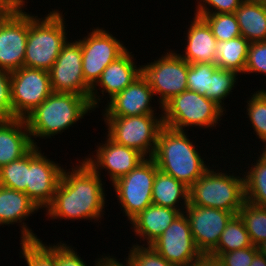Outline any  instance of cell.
<instances>
[{"mask_svg":"<svg viewBox=\"0 0 266 266\" xmlns=\"http://www.w3.org/2000/svg\"><path fill=\"white\" fill-rule=\"evenodd\" d=\"M77 164V165H76ZM63 168L52 202L44 209L51 220H94L104 215L106 192L102 178L83 159Z\"/></svg>","mask_w":266,"mask_h":266,"instance_id":"obj_1","label":"cell"},{"mask_svg":"<svg viewBox=\"0 0 266 266\" xmlns=\"http://www.w3.org/2000/svg\"><path fill=\"white\" fill-rule=\"evenodd\" d=\"M195 145L185 131L163 126L152 158L158 170L190 188L209 168Z\"/></svg>","mask_w":266,"mask_h":266,"instance_id":"obj_2","label":"cell"},{"mask_svg":"<svg viewBox=\"0 0 266 266\" xmlns=\"http://www.w3.org/2000/svg\"><path fill=\"white\" fill-rule=\"evenodd\" d=\"M89 98L79 94L52 92L26 118L30 137L34 146H38L34 139H47L63 133L74 124L91 113ZM34 138V139H33Z\"/></svg>","mask_w":266,"mask_h":266,"instance_id":"obj_3","label":"cell"},{"mask_svg":"<svg viewBox=\"0 0 266 266\" xmlns=\"http://www.w3.org/2000/svg\"><path fill=\"white\" fill-rule=\"evenodd\" d=\"M39 18L28 13V36L24 65L49 71L67 42V27L63 12L52 9ZM66 28V29H65Z\"/></svg>","mask_w":266,"mask_h":266,"instance_id":"obj_4","label":"cell"},{"mask_svg":"<svg viewBox=\"0 0 266 266\" xmlns=\"http://www.w3.org/2000/svg\"><path fill=\"white\" fill-rule=\"evenodd\" d=\"M211 168L214 164L189 188V203L238 214L245 202L244 174Z\"/></svg>","mask_w":266,"mask_h":266,"instance_id":"obj_5","label":"cell"},{"mask_svg":"<svg viewBox=\"0 0 266 266\" xmlns=\"http://www.w3.org/2000/svg\"><path fill=\"white\" fill-rule=\"evenodd\" d=\"M225 115L214 101L190 90L173 96L162 106L163 126L186 131V127L215 128Z\"/></svg>","mask_w":266,"mask_h":266,"instance_id":"obj_6","label":"cell"},{"mask_svg":"<svg viewBox=\"0 0 266 266\" xmlns=\"http://www.w3.org/2000/svg\"><path fill=\"white\" fill-rule=\"evenodd\" d=\"M103 120L108 130L107 136L115 143L135 149L145 158L153 157L158 133L163 127L162 113L158 116H103Z\"/></svg>","mask_w":266,"mask_h":266,"instance_id":"obj_7","label":"cell"},{"mask_svg":"<svg viewBox=\"0 0 266 266\" xmlns=\"http://www.w3.org/2000/svg\"><path fill=\"white\" fill-rule=\"evenodd\" d=\"M157 171L155 160L145 158L130 173L111 184L127 221L152 205V187Z\"/></svg>","mask_w":266,"mask_h":266,"instance_id":"obj_8","label":"cell"},{"mask_svg":"<svg viewBox=\"0 0 266 266\" xmlns=\"http://www.w3.org/2000/svg\"><path fill=\"white\" fill-rule=\"evenodd\" d=\"M142 75L148 80L162 112V106L173 96L188 90L187 74L189 63L175 50L164 52L160 58L141 65Z\"/></svg>","mask_w":266,"mask_h":266,"instance_id":"obj_9","label":"cell"},{"mask_svg":"<svg viewBox=\"0 0 266 266\" xmlns=\"http://www.w3.org/2000/svg\"><path fill=\"white\" fill-rule=\"evenodd\" d=\"M77 40L81 45L84 80L90 88L99 80L103 70L128 50L123 41L99 26Z\"/></svg>","mask_w":266,"mask_h":266,"instance_id":"obj_10","label":"cell"},{"mask_svg":"<svg viewBox=\"0 0 266 266\" xmlns=\"http://www.w3.org/2000/svg\"><path fill=\"white\" fill-rule=\"evenodd\" d=\"M51 93L49 71L25 66L12 71L13 118L25 119Z\"/></svg>","mask_w":266,"mask_h":266,"instance_id":"obj_11","label":"cell"},{"mask_svg":"<svg viewBox=\"0 0 266 266\" xmlns=\"http://www.w3.org/2000/svg\"><path fill=\"white\" fill-rule=\"evenodd\" d=\"M24 8L0 11V69L9 72L24 65L28 12Z\"/></svg>","mask_w":266,"mask_h":266,"instance_id":"obj_12","label":"cell"},{"mask_svg":"<svg viewBox=\"0 0 266 266\" xmlns=\"http://www.w3.org/2000/svg\"><path fill=\"white\" fill-rule=\"evenodd\" d=\"M39 148L33 146L28 151V183L24 193L44 210L53 200L63 167L47 158Z\"/></svg>","mask_w":266,"mask_h":266,"instance_id":"obj_13","label":"cell"},{"mask_svg":"<svg viewBox=\"0 0 266 266\" xmlns=\"http://www.w3.org/2000/svg\"><path fill=\"white\" fill-rule=\"evenodd\" d=\"M49 75L52 92L73 93L89 98L91 88L84 80L82 51L78 40H67L49 70Z\"/></svg>","mask_w":266,"mask_h":266,"instance_id":"obj_14","label":"cell"},{"mask_svg":"<svg viewBox=\"0 0 266 266\" xmlns=\"http://www.w3.org/2000/svg\"><path fill=\"white\" fill-rule=\"evenodd\" d=\"M161 256L175 266H186L201 257L185 213H181L151 244Z\"/></svg>","mask_w":266,"mask_h":266,"instance_id":"obj_15","label":"cell"},{"mask_svg":"<svg viewBox=\"0 0 266 266\" xmlns=\"http://www.w3.org/2000/svg\"><path fill=\"white\" fill-rule=\"evenodd\" d=\"M194 242L201 254H210L230 219L236 215L216 208L188 204L184 211Z\"/></svg>","mask_w":266,"mask_h":266,"instance_id":"obj_16","label":"cell"},{"mask_svg":"<svg viewBox=\"0 0 266 266\" xmlns=\"http://www.w3.org/2000/svg\"><path fill=\"white\" fill-rule=\"evenodd\" d=\"M105 139L96 146V155L86 156L83 159L98 175L106 169L104 171H107L113 184L130 173L145 157L135 149L115 143L107 135Z\"/></svg>","mask_w":266,"mask_h":266,"instance_id":"obj_17","label":"cell"},{"mask_svg":"<svg viewBox=\"0 0 266 266\" xmlns=\"http://www.w3.org/2000/svg\"><path fill=\"white\" fill-rule=\"evenodd\" d=\"M134 54L128 50L115 61L111 62L102 72L99 80L91 88L89 101L91 107L95 110L99 108L103 96L107 94L105 99H112L117 93L123 91L138 76L142 74V67L136 65ZM99 87V88H97ZM102 88V89H101ZM102 95L99 94V92ZM101 90V91H100ZM101 97V98H100Z\"/></svg>","mask_w":266,"mask_h":266,"instance_id":"obj_18","label":"cell"},{"mask_svg":"<svg viewBox=\"0 0 266 266\" xmlns=\"http://www.w3.org/2000/svg\"><path fill=\"white\" fill-rule=\"evenodd\" d=\"M148 80L141 74L123 91L117 93L105 104L102 116H138L157 114L152 101L154 98ZM156 112V113H154Z\"/></svg>","mask_w":266,"mask_h":266,"instance_id":"obj_19","label":"cell"},{"mask_svg":"<svg viewBox=\"0 0 266 266\" xmlns=\"http://www.w3.org/2000/svg\"><path fill=\"white\" fill-rule=\"evenodd\" d=\"M40 209L24 193L0 185V227L4 225L18 224L20 226V240L40 239L29 228L28 223L24 222ZM27 218V219H26Z\"/></svg>","mask_w":266,"mask_h":266,"instance_id":"obj_20","label":"cell"},{"mask_svg":"<svg viewBox=\"0 0 266 266\" xmlns=\"http://www.w3.org/2000/svg\"><path fill=\"white\" fill-rule=\"evenodd\" d=\"M185 37V50L178 53L189 64L216 63L217 40L208 23L200 16L194 15Z\"/></svg>","mask_w":266,"mask_h":266,"instance_id":"obj_21","label":"cell"},{"mask_svg":"<svg viewBox=\"0 0 266 266\" xmlns=\"http://www.w3.org/2000/svg\"><path fill=\"white\" fill-rule=\"evenodd\" d=\"M33 146L25 119H0V168L23 157Z\"/></svg>","mask_w":266,"mask_h":266,"instance_id":"obj_22","label":"cell"},{"mask_svg":"<svg viewBox=\"0 0 266 266\" xmlns=\"http://www.w3.org/2000/svg\"><path fill=\"white\" fill-rule=\"evenodd\" d=\"M180 214L179 210L152 204L130 221L132 232L139 242L144 241L142 245H151Z\"/></svg>","mask_w":266,"mask_h":266,"instance_id":"obj_23","label":"cell"},{"mask_svg":"<svg viewBox=\"0 0 266 266\" xmlns=\"http://www.w3.org/2000/svg\"><path fill=\"white\" fill-rule=\"evenodd\" d=\"M152 204L169 207L183 213L189 204V187L158 170L152 187Z\"/></svg>","mask_w":266,"mask_h":266,"instance_id":"obj_24","label":"cell"},{"mask_svg":"<svg viewBox=\"0 0 266 266\" xmlns=\"http://www.w3.org/2000/svg\"><path fill=\"white\" fill-rule=\"evenodd\" d=\"M235 15L241 36L250 43L266 40V3L243 1Z\"/></svg>","mask_w":266,"mask_h":266,"instance_id":"obj_25","label":"cell"},{"mask_svg":"<svg viewBox=\"0 0 266 266\" xmlns=\"http://www.w3.org/2000/svg\"><path fill=\"white\" fill-rule=\"evenodd\" d=\"M250 42L243 36L217 41L216 65L220 69L244 73Z\"/></svg>","mask_w":266,"mask_h":266,"instance_id":"obj_26","label":"cell"},{"mask_svg":"<svg viewBox=\"0 0 266 266\" xmlns=\"http://www.w3.org/2000/svg\"><path fill=\"white\" fill-rule=\"evenodd\" d=\"M262 151V152H261ZM260 156L247 167L244 175L245 200L257 206L266 207V153L259 151ZM250 168V169H249Z\"/></svg>","mask_w":266,"mask_h":266,"instance_id":"obj_27","label":"cell"},{"mask_svg":"<svg viewBox=\"0 0 266 266\" xmlns=\"http://www.w3.org/2000/svg\"><path fill=\"white\" fill-rule=\"evenodd\" d=\"M253 246L241 217L236 214L227 223L220 235L217 247L210 255L219 257L222 253Z\"/></svg>","mask_w":266,"mask_h":266,"instance_id":"obj_28","label":"cell"},{"mask_svg":"<svg viewBox=\"0 0 266 266\" xmlns=\"http://www.w3.org/2000/svg\"><path fill=\"white\" fill-rule=\"evenodd\" d=\"M43 240H21L20 257L27 266H57V244L47 245Z\"/></svg>","mask_w":266,"mask_h":266,"instance_id":"obj_29","label":"cell"},{"mask_svg":"<svg viewBox=\"0 0 266 266\" xmlns=\"http://www.w3.org/2000/svg\"><path fill=\"white\" fill-rule=\"evenodd\" d=\"M238 215L254 246L266 240V207L257 206L245 200Z\"/></svg>","mask_w":266,"mask_h":266,"instance_id":"obj_30","label":"cell"},{"mask_svg":"<svg viewBox=\"0 0 266 266\" xmlns=\"http://www.w3.org/2000/svg\"><path fill=\"white\" fill-rule=\"evenodd\" d=\"M238 78L240 77L236 72L217 68L209 77V90L206 91L205 97L214 101L226 113L223 101L233 92Z\"/></svg>","mask_w":266,"mask_h":266,"instance_id":"obj_31","label":"cell"},{"mask_svg":"<svg viewBox=\"0 0 266 266\" xmlns=\"http://www.w3.org/2000/svg\"><path fill=\"white\" fill-rule=\"evenodd\" d=\"M246 101L247 105V118L251 122V127L253 132H255L256 137L260 139L263 147H266V92L263 89H258L254 94L250 95Z\"/></svg>","mask_w":266,"mask_h":266,"instance_id":"obj_32","label":"cell"},{"mask_svg":"<svg viewBox=\"0 0 266 266\" xmlns=\"http://www.w3.org/2000/svg\"><path fill=\"white\" fill-rule=\"evenodd\" d=\"M28 183V152L21 158L0 168V185L25 192Z\"/></svg>","mask_w":266,"mask_h":266,"instance_id":"obj_33","label":"cell"},{"mask_svg":"<svg viewBox=\"0 0 266 266\" xmlns=\"http://www.w3.org/2000/svg\"><path fill=\"white\" fill-rule=\"evenodd\" d=\"M202 17L209 25L217 41H228L240 37V30L235 13H218L197 15Z\"/></svg>","mask_w":266,"mask_h":266,"instance_id":"obj_34","label":"cell"},{"mask_svg":"<svg viewBox=\"0 0 266 266\" xmlns=\"http://www.w3.org/2000/svg\"><path fill=\"white\" fill-rule=\"evenodd\" d=\"M218 68L216 64L212 63H192L189 64L187 74L188 90L197 92L205 96L209 90V77Z\"/></svg>","mask_w":266,"mask_h":266,"instance_id":"obj_35","label":"cell"},{"mask_svg":"<svg viewBox=\"0 0 266 266\" xmlns=\"http://www.w3.org/2000/svg\"><path fill=\"white\" fill-rule=\"evenodd\" d=\"M128 260L132 266H175L161 256L151 245H131Z\"/></svg>","mask_w":266,"mask_h":266,"instance_id":"obj_36","label":"cell"},{"mask_svg":"<svg viewBox=\"0 0 266 266\" xmlns=\"http://www.w3.org/2000/svg\"><path fill=\"white\" fill-rule=\"evenodd\" d=\"M247 73L266 76V40L250 43L244 70V74Z\"/></svg>","mask_w":266,"mask_h":266,"instance_id":"obj_37","label":"cell"},{"mask_svg":"<svg viewBox=\"0 0 266 266\" xmlns=\"http://www.w3.org/2000/svg\"><path fill=\"white\" fill-rule=\"evenodd\" d=\"M194 15L235 13L243 0H196ZM212 8V9H211Z\"/></svg>","mask_w":266,"mask_h":266,"instance_id":"obj_38","label":"cell"},{"mask_svg":"<svg viewBox=\"0 0 266 266\" xmlns=\"http://www.w3.org/2000/svg\"><path fill=\"white\" fill-rule=\"evenodd\" d=\"M0 119H13L11 72L0 69Z\"/></svg>","mask_w":266,"mask_h":266,"instance_id":"obj_39","label":"cell"},{"mask_svg":"<svg viewBox=\"0 0 266 266\" xmlns=\"http://www.w3.org/2000/svg\"><path fill=\"white\" fill-rule=\"evenodd\" d=\"M258 253L257 246H250L237 249L231 252L222 253L219 259L225 266H250L254 256Z\"/></svg>","mask_w":266,"mask_h":266,"instance_id":"obj_40","label":"cell"},{"mask_svg":"<svg viewBox=\"0 0 266 266\" xmlns=\"http://www.w3.org/2000/svg\"><path fill=\"white\" fill-rule=\"evenodd\" d=\"M75 249L66 242H57V266H87Z\"/></svg>","mask_w":266,"mask_h":266,"instance_id":"obj_41","label":"cell"},{"mask_svg":"<svg viewBox=\"0 0 266 266\" xmlns=\"http://www.w3.org/2000/svg\"><path fill=\"white\" fill-rule=\"evenodd\" d=\"M109 254H104V256H101L98 259H95V266H132L131 262L128 260L126 257L124 260L126 261L125 263L119 262L116 257L108 256ZM97 260V261H96Z\"/></svg>","mask_w":266,"mask_h":266,"instance_id":"obj_42","label":"cell"},{"mask_svg":"<svg viewBox=\"0 0 266 266\" xmlns=\"http://www.w3.org/2000/svg\"><path fill=\"white\" fill-rule=\"evenodd\" d=\"M27 0H0V10H18L25 7Z\"/></svg>","mask_w":266,"mask_h":266,"instance_id":"obj_43","label":"cell"},{"mask_svg":"<svg viewBox=\"0 0 266 266\" xmlns=\"http://www.w3.org/2000/svg\"><path fill=\"white\" fill-rule=\"evenodd\" d=\"M203 266H225L219 257L210 254H202L198 260Z\"/></svg>","mask_w":266,"mask_h":266,"instance_id":"obj_44","label":"cell"},{"mask_svg":"<svg viewBox=\"0 0 266 266\" xmlns=\"http://www.w3.org/2000/svg\"><path fill=\"white\" fill-rule=\"evenodd\" d=\"M250 266H266V256L258 252L254 256Z\"/></svg>","mask_w":266,"mask_h":266,"instance_id":"obj_45","label":"cell"},{"mask_svg":"<svg viewBox=\"0 0 266 266\" xmlns=\"http://www.w3.org/2000/svg\"><path fill=\"white\" fill-rule=\"evenodd\" d=\"M258 252L266 256V240L257 245Z\"/></svg>","mask_w":266,"mask_h":266,"instance_id":"obj_46","label":"cell"},{"mask_svg":"<svg viewBox=\"0 0 266 266\" xmlns=\"http://www.w3.org/2000/svg\"><path fill=\"white\" fill-rule=\"evenodd\" d=\"M186 266H203V265L199 261H196V262L190 263Z\"/></svg>","mask_w":266,"mask_h":266,"instance_id":"obj_47","label":"cell"},{"mask_svg":"<svg viewBox=\"0 0 266 266\" xmlns=\"http://www.w3.org/2000/svg\"><path fill=\"white\" fill-rule=\"evenodd\" d=\"M243 1L266 3V0H243Z\"/></svg>","mask_w":266,"mask_h":266,"instance_id":"obj_48","label":"cell"},{"mask_svg":"<svg viewBox=\"0 0 266 266\" xmlns=\"http://www.w3.org/2000/svg\"><path fill=\"white\" fill-rule=\"evenodd\" d=\"M260 149H262V150L266 153V147H265V148L262 147V148H260Z\"/></svg>","mask_w":266,"mask_h":266,"instance_id":"obj_49","label":"cell"}]
</instances>
